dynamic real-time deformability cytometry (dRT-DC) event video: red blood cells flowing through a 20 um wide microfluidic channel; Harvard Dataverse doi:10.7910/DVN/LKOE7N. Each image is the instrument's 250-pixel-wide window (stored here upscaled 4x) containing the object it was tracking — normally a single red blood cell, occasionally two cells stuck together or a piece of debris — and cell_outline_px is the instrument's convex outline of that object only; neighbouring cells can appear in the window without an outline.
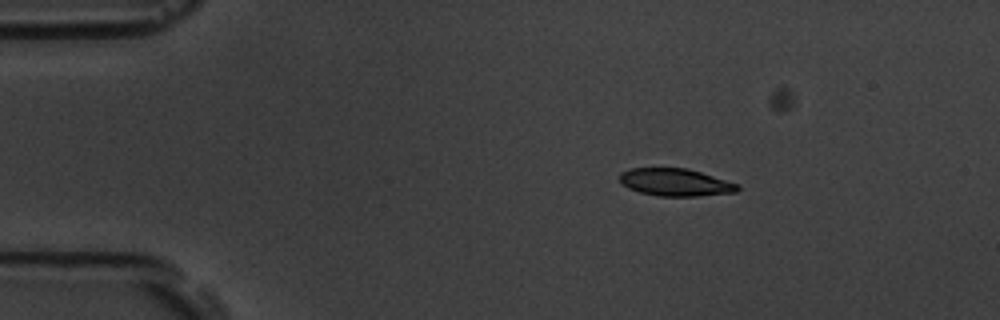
{"species": "common noctule bat (a hibernating species)", "species_latin": "Nyctalus noctula", "temperature_condition": "room temperature", "stored_images_in_passage": 39, "camera_frame_rate_fps": 3000, "um_per_image_px": 0.085, "animal": {"sex": "male", "body_mass_g": 19.5, "forearm_length_mm": 54.6}, "frame": {"image": 1, "passage_image": 1, "time_ms": 0.0, "image_size_px": [1000, 320], "cell_outline_px": [[740, 188], [736, 192], [696, 196], [656, 196], [640, 192], [628, 188], [620, 184], [620, 172], [632, 168], [688, 168], [740, 184]], "centroid_in_image_um": [57.4, 15.49], "position_along_channel_um": 27.6, "area_um2": 19.02}}
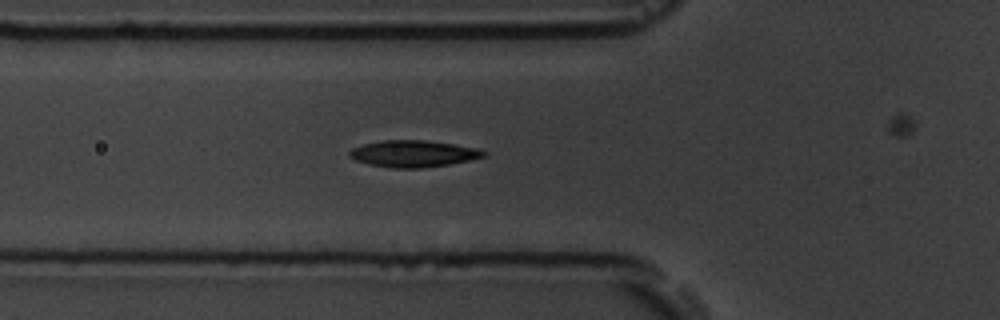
{"frame": {"image": 2, "passage_image": 11, "time_ms": 3.333, "image_size_px": [1000, 320], "cell_outline_px": [[488, 152], [484, 156], [468, 160], [448, 164], [420, 168], [392, 168], [368, 164], [356, 160], [348, 156], [348, 152], [352, 148], [364, 144], [380, 140], [424, 140], [452, 144], [476, 148]], "centroid_in_image_um": [35.08, 13.06], "position_along_channel_um": 90.7, "area_um2": 20.69}}
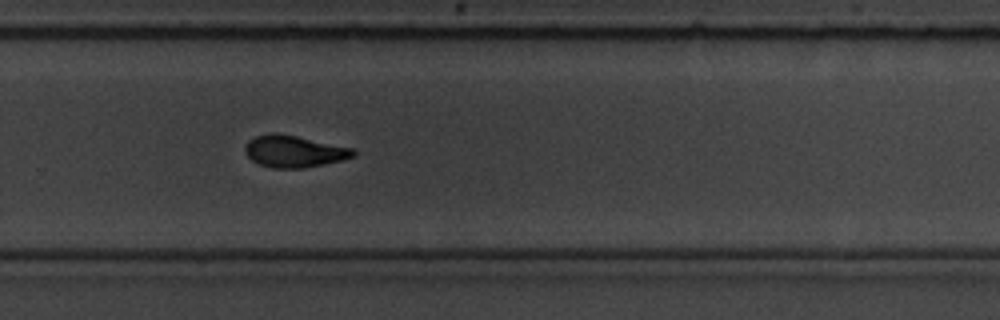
{"frame": {"image": 3, "passage_image": 28, "time_ms": 9.0, "image_size_px": [1000, 320], "cell_outline_px": [[356, 156], [344, 160], [304, 168], [272, 168], [260, 164], [252, 160], [244, 152], [244, 144], [248, 140], [256, 136], [272, 132], [276, 132], [356, 148]], "centroid_in_image_um": [25.02, 12.86], "position_along_channel_um": 304.8, "area_um2": 20.4}}